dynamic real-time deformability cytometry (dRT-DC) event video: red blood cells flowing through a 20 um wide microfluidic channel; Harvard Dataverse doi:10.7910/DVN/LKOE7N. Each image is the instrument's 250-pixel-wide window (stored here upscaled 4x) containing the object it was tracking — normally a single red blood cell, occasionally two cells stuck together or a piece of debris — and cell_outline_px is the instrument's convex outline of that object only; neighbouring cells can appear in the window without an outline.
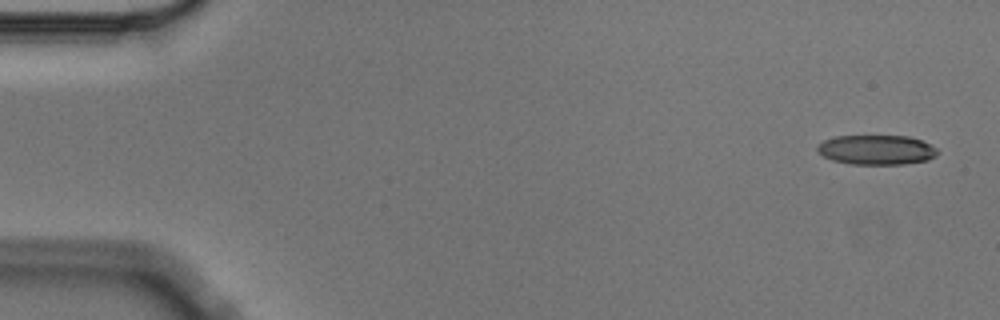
{"species": "Egyptian fruit bat (a non-hibernating species)", "species_latin": "Rousettus aegyptiacus", "temperature_condition": "cold", "stored_images_in_passage": 5, "camera_frame_rate_fps": 3000, "um_per_image_px": 0.085, "animal": {"sex": "male"}, "frame": {"image": 1, "passage_image": 1, "time_ms": 0.0, "image_size_px": [1000, 320], "cell_outline_px": [[936, 156], [928, 160], [904, 164], [852, 164], [832, 160], [824, 156], [816, 148], [824, 140], [836, 136], [908, 136], [920, 140], [936, 148]], "centroid_in_image_um": [74.5, 12.74], "position_along_channel_um": 10.5, "area_um2": 20.52}}
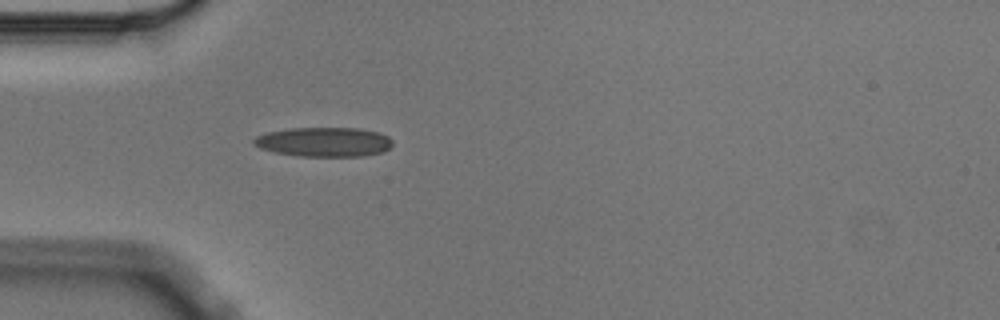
{"frame": {"image": 2, "passage_image": 5, "time_ms": 1.333, "image_size_px": [1000, 320], "cell_outline_px": [[392, 144], [384, 152], [364, 156], [296, 156], [276, 152], [260, 148], [252, 144], [252, 140], [256, 136], [268, 132], [292, 128], [360, 128], [380, 132], [388, 136], [392, 140]], "centroid_in_image_um": [27.55, 12.06], "position_along_channel_um": 57.4, "area_um2": 23.93}}